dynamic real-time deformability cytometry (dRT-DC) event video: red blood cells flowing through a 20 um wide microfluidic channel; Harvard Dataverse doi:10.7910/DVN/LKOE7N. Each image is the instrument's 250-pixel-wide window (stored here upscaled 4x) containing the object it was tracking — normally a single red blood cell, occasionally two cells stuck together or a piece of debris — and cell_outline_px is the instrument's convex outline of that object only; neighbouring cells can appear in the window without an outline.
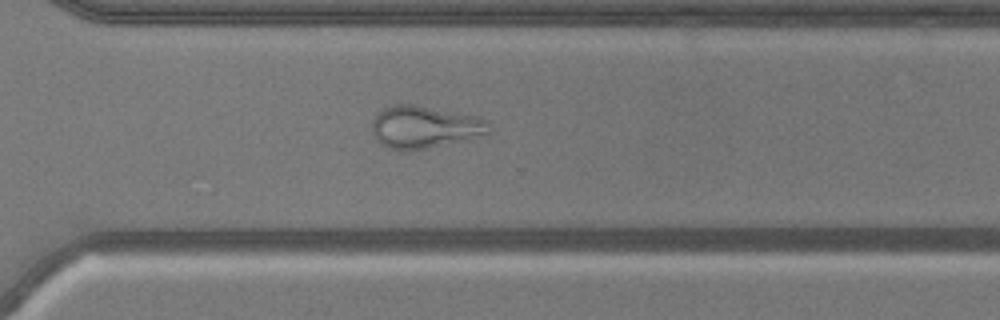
{"species": "common noctule bat (a hibernating species)", "species_latin": "Nyctalus noctula", "temperature_condition": "warm", "stored_images_in_passage": 52, "camera_frame_rate_fps": 3000, "um_per_image_px": 0.085, "animal": {"sex": "male", "body_mass_g": 20.5, "forearm_length_mm": 52.5}, "frame": {"image": 1, "passage_image": 37, "time_ms": 12.0, "image_size_px": [1000, 320], "cell_outline_px": [[492, 124], [488, 132], [472, 140], [424, 148], [388, 148], [380, 144], [376, 140], [372, 132], [372, 120], [376, 112], [392, 104], [412, 104], [480, 116], [488, 120]], "centroid_in_image_um": [36.13, 10.77], "position_along_channel_um": 334.5, "area_um2": 29.07}}
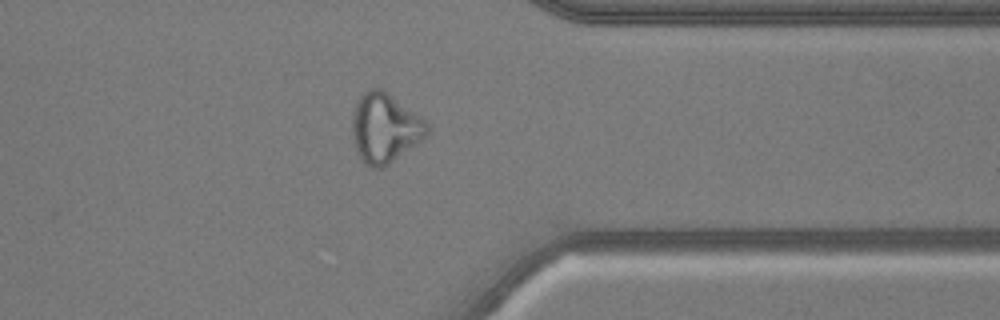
{"frame": {"image": 2, "passage_image": 41, "time_ms": 13.333, "image_size_px": [1000, 320], "cell_outline_px": [[432, 128], [420, 140], [388, 164], [380, 168], [372, 168], [364, 164], [360, 160], [352, 136], [352, 112], [356, 100], [364, 92], [372, 88], [380, 88], [420, 116]], "centroid_in_image_um": [32.66, 10.88], "position_along_channel_um": 378.7, "area_um2": 29.94}}
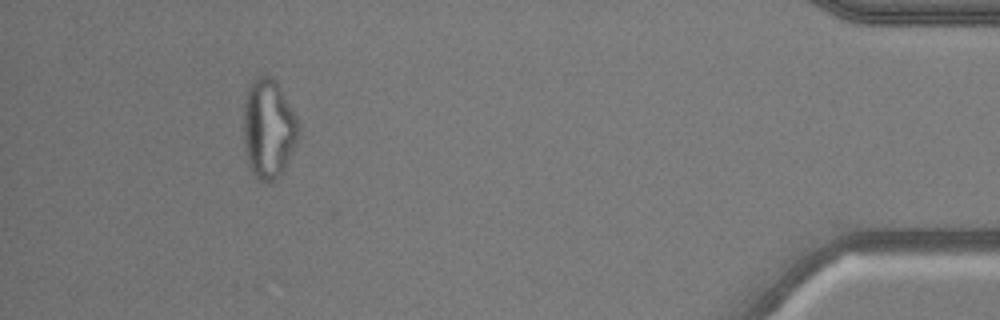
{"frame": {"image": 3, "passage_image": 48, "time_ms": 15.667, "image_size_px": [1000, 320], "cell_outline_px": [[300, 136], [284, 172], [276, 180], [260, 180], [248, 168], [244, 148], [244, 100], [248, 88], [252, 80], [256, 76], [264, 72], [272, 76], [276, 80], [296, 116], [300, 124]], "centroid_in_image_um": [22.84, 10.92], "position_along_channel_um": 412.4, "area_um2": 32.6}}